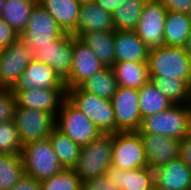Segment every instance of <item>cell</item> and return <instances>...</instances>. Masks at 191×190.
<instances>
[{
	"label": "cell",
	"instance_id": "19",
	"mask_svg": "<svg viewBox=\"0 0 191 190\" xmlns=\"http://www.w3.org/2000/svg\"><path fill=\"white\" fill-rule=\"evenodd\" d=\"M154 180L163 190H191V167L178 157L154 169Z\"/></svg>",
	"mask_w": 191,
	"mask_h": 190
},
{
	"label": "cell",
	"instance_id": "42",
	"mask_svg": "<svg viewBox=\"0 0 191 190\" xmlns=\"http://www.w3.org/2000/svg\"><path fill=\"white\" fill-rule=\"evenodd\" d=\"M184 49L186 50V52L191 56V32L187 38V42L184 46Z\"/></svg>",
	"mask_w": 191,
	"mask_h": 190
},
{
	"label": "cell",
	"instance_id": "22",
	"mask_svg": "<svg viewBox=\"0 0 191 190\" xmlns=\"http://www.w3.org/2000/svg\"><path fill=\"white\" fill-rule=\"evenodd\" d=\"M66 33H71L78 22L82 3L77 0H38Z\"/></svg>",
	"mask_w": 191,
	"mask_h": 190
},
{
	"label": "cell",
	"instance_id": "29",
	"mask_svg": "<svg viewBox=\"0 0 191 190\" xmlns=\"http://www.w3.org/2000/svg\"><path fill=\"white\" fill-rule=\"evenodd\" d=\"M79 87L103 99H111L119 85L112 68L105 67L82 82Z\"/></svg>",
	"mask_w": 191,
	"mask_h": 190
},
{
	"label": "cell",
	"instance_id": "37",
	"mask_svg": "<svg viewBox=\"0 0 191 190\" xmlns=\"http://www.w3.org/2000/svg\"><path fill=\"white\" fill-rule=\"evenodd\" d=\"M18 38L19 34L0 17V49L11 46Z\"/></svg>",
	"mask_w": 191,
	"mask_h": 190
},
{
	"label": "cell",
	"instance_id": "6",
	"mask_svg": "<svg viewBox=\"0 0 191 190\" xmlns=\"http://www.w3.org/2000/svg\"><path fill=\"white\" fill-rule=\"evenodd\" d=\"M56 127L81 147L102 135L98 127L68 98L56 117Z\"/></svg>",
	"mask_w": 191,
	"mask_h": 190
},
{
	"label": "cell",
	"instance_id": "4",
	"mask_svg": "<svg viewBox=\"0 0 191 190\" xmlns=\"http://www.w3.org/2000/svg\"><path fill=\"white\" fill-rule=\"evenodd\" d=\"M67 98L82 111L102 134H115L114 109L110 99H103L79 86L67 89Z\"/></svg>",
	"mask_w": 191,
	"mask_h": 190
},
{
	"label": "cell",
	"instance_id": "21",
	"mask_svg": "<svg viewBox=\"0 0 191 190\" xmlns=\"http://www.w3.org/2000/svg\"><path fill=\"white\" fill-rule=\"evenodd\" d=\"M115 62H147L148 46L134 31L117 30L114 36Z\"/></svg>",
	"mask_w": 191,
	"mask_h": 190
},
{
	"label": "cell",
	"instance_id": "17",
	"mask_svg": "<svg viewBox=\"0 0 191 190\" xmlns=\"http://www.w3.org/2000/svg\"><path fill=\"white\" fill-rule=\"evenodd\" d=\"M145 149L148 167L156 169L179 155L180 140L156 134H139Z\"/></svg>",
	"mask_w": 191,
	"mask_h": 190
},
{
	"label": "cell",
	"instance_id": "40",
	"mask_svg": "<svg viewBox=\"0 0 191 190\" xmlns=\"http://www.w3.org/2000/svg\"><path fill=\"white\" fill-rule=\"evenodd\" d=\"M11 190H41V183L32 177L24 175Z\"/></svg>",
	"mask_w": 191,
	"mask_h": 190
},
{
	"label": "cell",
	"instance_id": "18",
	"mask_svg": "<svg viewBox=\"0 0 191 190\" xmlns=\"http://www.w3.org/2000/svg\"><path fill=\"white\" fill-rule=\"evenodd\" d=\"M115 31L112 14L103 10L93 0L82 3L75 29L70 33L80 38L87 32Z\"/></svg>",
	"mask_w": 191,
	"mask_h": 190
},
{
	"label": "cell",
	"instance_id": "33",
	"mask_svg": "<svg viewBox=\"0 0 191 190\" xmlns=\"http://www.w3.org/2000/svg\"><path fill=\"white\" fill-rule=\"evenodd\" d=\"M41 183V190H81V179L74 169H63Z\"/></svg>",
	"mask_w": 191,
	"mask_h": 190
},
{
	"label": "cell",
	"instance_id": "39",
	"mask_svg": "<svg viewBox=\"0 0 191 190\" xmlns=\"http://www.w3.org/2000/svg\"><path fill=\"white\" fill-rule=\"evenodd\" d=\"M178 157L191 167V130L184 139L180 140Z\"/></svg>",
	"mask_w": 191,
	"mask_h": 190
},
{
	"label": "cell",
	"instance_id": "27",
	"mask_svg": "<svg viewBox=\"0 0 191 190\" xmlns=\"http://www.w3.org/2000/svg\"><path fill=\"white\" fill-rule=\"evenodd\" d=\"M51 146L64 169H73L80 154L81 146L72 141L57 127L49 135Z\"/></svg>",
	"mask_w": 191,
	"mask_h": 190
},
{
	"label": "cell",
	"instance_id": "26",
	"mask_svg": "<svg viewBox=\"0 0 191 190\" xmlns=\"http://www.w3.org/2000/svg\"><path fill=\"white\" fill-rule=\"evenodd\" d=\"M37 3L38 0H5L0 17L20 35Z\"/></svg>",
	"mask_w": 191,
	"mask_h": 190
},
{
	"label": "cell",
	"instance_id": "34",
	"mask_svg": "<svg viewBox=\"0 0 191 190\" xmlns=\"http://www.w3.org/2000/svg\"><path fill=\"white\" fill-rule=\"evenodd\" d=\"M22 148L14 120L0 123V154L22 155Z\"/></svg>",
	"mask_w": 191,
	"mask_h": 190
},
{
	"label": "cell",
	"instance_id": "31",
	"mask_svg": "<svg viewBox=\"0 0 191 190\" xmlns=\"http://www.w3.org/2000/svg\"><path fill=\"white\" fill-rule=\"evenodd\" d=\"M24 175L22 155L0 154V190H11Z\"/></svg>",
	"mask_w": 191,
	"mask_h": 190
},
{
	"label": "cell",
	"instance_id": "43",
	"mask_svg": "<svg viewBox=\"0 0 191 190\" xmlns=\"http://www.w3.org/2000/svg\"><path fill=\"white\" fill-rule=\"evenodd\" d=\"M4 5H5V0H0V16H1L2 8L4 7Z\"/></svg>",
	"mask_w": 191,
	"mask_h": 190
},
{
	"label": "cell",
	"instance_id": "7",
	"mask_svg": "<svg viewBox=\"0 0 191 190\" xmlns=\"http://www.w3.org/2000/svg\"><path fill=\"white\" fill-rule=\"evenodd\" d=\"M13 120L22 146L48 138L56 127V117L53 114L17 105Z\"/></svg>",
	"mask_w": 191,
	"mask_h": 190
},
{
	"label": "cell",
	"instance_id": "11",
	"mask_svg": "<svg viewBox=\"0 0 191 190\" xmlns=\"http://www.w3.org/2000/svg\"><path fill=\"white\" fill-rule=\"evenodd\" d=\"M117 132L138 131L142 122L137 88L119 86L110 99Z\"/></svg>",
	"mask_w": 191,
	"mask_h": 190
},
{
	"label": "cell",
	"instance_id": "13",
	"mask_svg": "<svg viewBox=\"0 0 191 190\" xmlns=\"http://www.w3.org/2000/svg\"><path fill=\"white\" fill-rule=\"evenodd\" d=\"M73 35L64 33L54 44L40 45L33 51L37 62L50 65L65 80L72 68Z\"/></svg>",
	"mask_w": 191,
	"mask_h": 190
},
{
	"label": "cell",
	"instance_id": "38",
	"mask_svg": "<svg viewBox=\"0 0 191 190\" xmlns=\"http://www.w3.org/2000/svg\"><path fill=\"white\" fill-rule=\"evenodd\" d=\"M161 2L167 11L181 12L190 14L191 0H158Z\"/></svg>",
	"mask_w": 191,
	"mask_h": 190
},
{
	"label": "cell",
	"instance_id": "8",
	"mask_svg": "<svg viewBox=\"0 0 191 190\" xmlns=\"http://www.w3.org/2000/svg\"><path fill=\"white\" fill-rule=\"evenodd\" d=\"M64 33L56 20L37 3L19 38L34 51L40 45L54 44Z\"/></svg>",
	"mask_w": 191,
	"mask_h": 190
},
{
	"label": "cell",
	"instance_id": "41",
	"mask_svg": "<svg viewBox=\"0 0 191 190\" xmlns=\"http://www.w3.org/2000/svg\"><path fill=\"white\" fill-rule=\"evenodd\" d=\"M103 10L113 14L124 0H93Z\"/></svg>",
	"mask_w": 191,
	"mask_h": 190
},
{
	"label": "cell",
	"instance_id": "25",
	"mask_svg": "<svg viewBox=\"0 0 191 190\" xmlns=\"http://www.w3.org/2000/svg\"><path fill=\"white\" fill-rule=\"evenodd\" d=\"M111 68L122 87L140 89L151 80L147 62H115Z\"/></svg>",
	"mask_w": 191,
	"mask_h": 190
},
{
	"label": "cell",
	"instance_id": "45",
	"mask_svg": "<svg viewBox=\"0 0 191 190\" xmlns=\"http://www.w3.org/2000/svg\"><path fill=\"white\" fill-rule=\"evenodd\" d=\"M79 1L80 3H85V2H88V1H91V0H77Z\"/></svg>",
	"mask_w": 191,
	"mask_h": 190
},
{
	"label": "cell",
	"instance_id": "20",
	"mask_svg": "<svg viewBox=\"0 0 191 190\" xmlns=\"http://www.w3.org/2000/svg\"><path fill=\"white\" fill-rule=\"evenodd\" d=\"M105 175L121 190H153L155 185L154 170L148 166L134 170H123L111 164Z\"/></svg>",
	"mask_w": 191,
	"mask_h": 190
},
{
	"label": "cell",
	"instance_id": "15",
	"mask_svg": "<svg viewBox=\"0 0 191 190\" xmlns=\"http://www.w3.org/2000/svg\"><path fill=\"white\" fill-rule=\"evenodd\" d=\"M40 88L47 90H67L65 81L48 64L34 59L26 66L12 90Z\"/></svg>",
	"mask_w": 191,
	"mask_h": 190
},
{
	"label": "cell",
	"instance_id": "14",
	"mask_svg": "<svg viewBox=\"0 0 191 190\" xmlns=\"http://www.w3.org/2000/svg\"><path fill=\"white\" fill-rule=\"evenodd\" d=\"M72 58L70 74L64 80L67 89L79 86L86 79L105 68L90 47L74 36Z\"/></svg>",
	"mask_w": 191,
	"mask_h": 190
},
{
	"label": "cell",
	"instance_id": "28",
	"mask_svg": "<svg viewBox=\"0 0 191 190\" xmlns=\"http://www.w3.org/2000/svg\"><path fill=\"white\" fill-rule=\"evenodd\" d=\"M139 93V108L142 118L169 109L172 103L150 80L144 84Z\"/></svg>",
	"mask_w": 191,
	"mask_h": 190
},
{
	"label": "cell",
	"instance_id": "46",
	"mask_svg": "<svg viewBox=\"0 0 191 190\" xmlns=\"http://www.w3.org/2000/svg\"><path fill=\"white\" fill-rule=\"evenodd\" d=\"M153 190H163V189H161V188H159V187H156V186L154 185Z\"/></svg>",
	"mask_w": 191,
	"mask_h": 190
},
{
	"label": "cell",
	"instance_id": "24",
	"mask_svg": "<svg viewBox=\"0 0 191 190\" xmlns=\"http://www.w3.org/2000/svg\"><path fill=\"white\" fill-rule=\"evenodd\" d=\"M115 31L87 32L79 39L84 42L98 57L101 63L108 68L115 64Z\"/></svg>",
	"mask_w": 191,
	"mask_h": 190
},
{
	"label": "cell",
	"instance_id": "44",
	"mask_svg": "<svg viewBox=\"0 0 191 190\" xmlns=\"http://www.w3.org/2000/svg\"><path fill=\"white\" fill-rule=\"evenodd\" d=\"M188 106H189L190 116H191V97H190V100H189V102H188Z\"/></svg>",
	"mask_w": 191,
	"mask_h": 190
},
{
	"label": "cell",
	"instance_id": "16",
	"mask_svg": "<svg viewBox=\"0 0 191 190\" xmlns=\"http://www.w3.org/2000/svg\"><path fill=\"white\" fill-rule=\"evenodd\" d=\"M16 104L19 107L38 109L53 114L57 117L67 90H47L32 88L28 90H13Z\"/></svg>",
	"mask_w": 191,
	"mask_h": 190
},
{
	"label": "cell",
	"instance_id": "10",
	"mask_svg": "<svg viewBox=\"0 0 191 190\" xmlns=\"http://www.w3.org/2000/svg\"><path fill=\"white\" fill-rule=\"evenodd\" d=\"M33 59L32 49L20 38L11 46L0 49L1 86L13 88Z\"/></svg>",
	"mask_w": 191,
	"mask_h": 190
},
{
	"label": "cell",
	"instance_id": "5",
	"mask_svg": "<svg viewBox=\"0 0 191 190\" xmlns=\"http://www.w3.org/2000/svg\"><path fill=\"white\" fill-rule=\"evenodd\" d=\"M22 158L25 175L39 182L51 178L64 169L51 146L49 138L24 145Z\"/></svg>",
	"mask_w": 191,
	"mask_h": 190
},
{
	"label": "cell",
	"instance_id": "12",
	"mask_svg": "<svg viewBox=\"0 0 191 190\" xmlns=\"http://www.w3.org/2000/svg\"><path fill=\"white\" fill-rule=\"evenodd\" d=\"M167 9L158 0H147L134 32L149 49L164 45Z\"/></svg>",
	"mask_w": 191,
	"mask_h": 190
},
{
	"label": "cell",
	"instance_id": "35",
	"mask_svg": "<svg viewBox=\"0 0 191 190\" xmlns=\"http://www.w3.org/2000/svg\"><path fill=\"white\" fill-rule=\"evenodd\" d=\"M16 97L12 88L0 89V123L13 120L16 108Z\"/></svg>",
	"mask_w": 191,
	"mask_h": 190
},
{
	"label": "cell",
	"instance_id": "2",
	"mask_svg": "<svg viewBox=\"0 0 191 190\" xmlns=\"http://www.w3.org/2000/svg\"><path fill=\"white\" fill-rule=\"evenodd\" d=\"M191 130L188 104H173L169 109L142 118L139 134H156L184 139Z\"/></svg>",
	"mask_w": 191,
	"mask_h": 190
},
{
	"label": "cell",
	"instance_id": "23",
	"mask_svg": "<svg viewBox=\"0 0 191 190\" xmlns=\"http://www.w3.org/2000/svg\"><path fill=\"white\" fill-rule=\"evenodd\" d=\"M190 32V14L167 11L164 26V45L184 48Z\"/></svg>",
	"mask_w": 191,
	"mask_h": 190
},
{
	"label": "cell",
	"instance_id": "36",
	"mask_svg": "<svg viewBox=\"0 0 191 190\" xmlns=\"http://www.w3.org/2000/svg\"><path fill=\"white\" fill-rule=\"evenodd\" d=\"M81 190H121L117 184L103 174L81 181Z\"/></svg>",
	"mask_w": 191,
	"mask_h": 190
},
{
	"label": "cell",
	"instance_id": "1",
	"mask_svg": "<svg viewBox=\"0 0 191 190\" xmlns=\"http://www.w3.org/2000/svg\"><path fill=\"white\" fill-rule=\"evenodd\" d=\"M147 66L150 78L182 79L191 85V56L182 47L150 49Z\"/></svg>",
	"mask_w": 191,
	"mask_h": 190
},
{
	"label": "cell",
	"instance_id": "3",
	"mask_svg": "<svg viewBox=\"0 0 191 190\" xmlns=\"http://www.w3.org/2000/svg\"><path fill=\"white\" fill-rule=\"evenodd\" d=\"M113 134H102L99 138L81 147L73 169L81 181L101 176L112 164Z\"/></svg>",
	"mask_w": 191,
	"mask_h": 190
},
{
	"label": "cell",
	"instance_id": "9",
	"mask_svg": "<svg viewBox=\"0 0 191 190\" xmlns=\"http://www.w3.org/2000/svg\"><path fill=\"white\" fill-rule=\"evenodd\" d=\"M112 165L123 170L148 166L143 142L137 131L113 134Z\"/></svg>",
	"mask_w": 191,
	"mask_h": 190
},
{
	"label": "cell",
	"instance_id": "30",
	"mask_svg": "<svg viewBox=\"0 0 191 190\" xmlns=\"http://www.w3.org/2000/svg\"><path fill=\"white\" fill-rule=\"evenodd\" d=\"M147 0H124L112 14L115 31H134Z\"/></svg>",
	"mask_w": 191,
	"mask_h": 190
},
{
	"label": "cell",
	"instance_id": "32",
	"mask_svg": "<svg viewBox=\"0 0 191 190\" xmlns=\"http://www.w3.org/2000/svg\"><path fill=\"white\" fill-rule=\"evenodd\" d=\"M152 83L174 104H188L191 85L182 79L150 78Z\"/></svg>",
	"mask_w": 191,
	"mask_h": 190
}]
</instances>
